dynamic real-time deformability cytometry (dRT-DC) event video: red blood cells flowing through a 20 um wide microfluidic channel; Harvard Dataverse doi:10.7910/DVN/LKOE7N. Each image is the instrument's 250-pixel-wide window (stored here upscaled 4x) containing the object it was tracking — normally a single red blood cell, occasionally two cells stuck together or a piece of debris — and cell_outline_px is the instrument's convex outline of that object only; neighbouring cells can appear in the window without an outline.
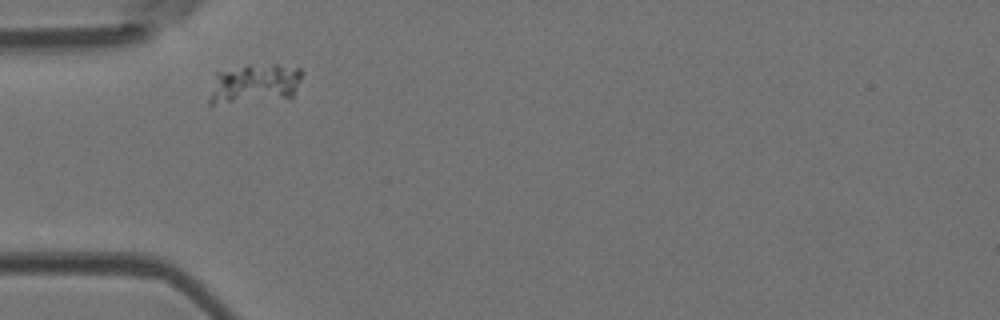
{"species": "Egyptian fruit bat (a non-hibernating species)", "species_latin": "Rousettus aegyptiacus", "temperature_condition": "room temperature", "stored_images_in_passage": 2, "camera_frame_rate_fps": 3000, "um_per_image_px": 0.085, "animal": {"sex": "female"}, "frame": {"image": 1, "passage_image": 1, "time_ms": 0.0, "image_size_px": [1000, 320], "cell_outline_px": [[304, 72], [292, 100], [212, 104], [208, 104], [208, 100], [216, 72], [248, 64], [276, 64], [300, 68]], "centroid_in_image_um": [21.7, 7.14], "position_along_channel_um": 63.3, "area_um2": 22.31}}
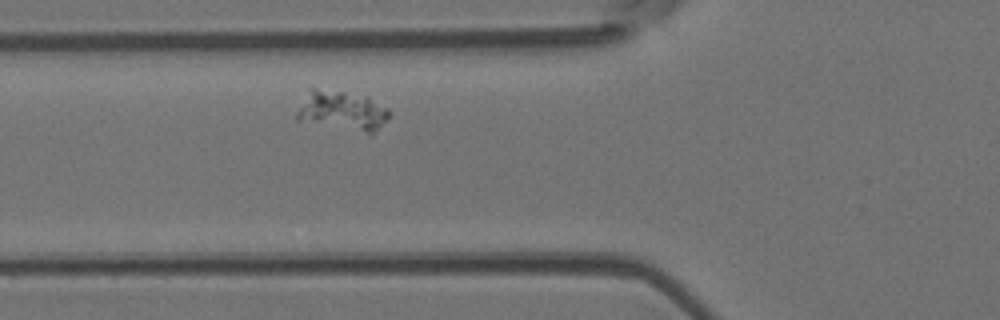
{"frame": {"image": 2, "passage_image": 2, "time_ms": 1.0, "image_size_px": [1000, 320], "cell_outline_px": [[392, 112], [372, 136], [296, 120], [296, 112], [308, 88], [316, 88], [344, 92], [368, 96], [388, 108]], "centroid_in_image_um": [29.1, 9.44], "position_along_channel_um": 96.7, "area_um2": 22.02}}